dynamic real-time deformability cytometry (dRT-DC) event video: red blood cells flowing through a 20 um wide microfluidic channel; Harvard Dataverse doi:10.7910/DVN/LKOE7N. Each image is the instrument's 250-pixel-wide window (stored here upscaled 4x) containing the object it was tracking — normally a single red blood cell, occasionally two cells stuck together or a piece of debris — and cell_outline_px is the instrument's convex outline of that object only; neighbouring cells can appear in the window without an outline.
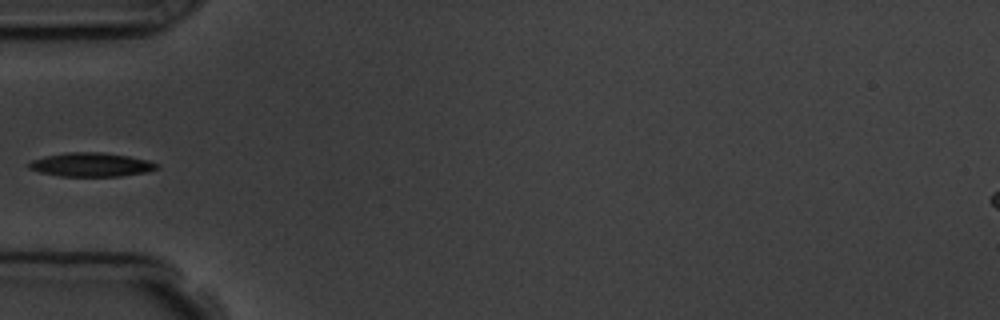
{"species": "common noctule bat (a hibernating species)", "species_latin": "Nyctalus noctula", "temperature_condition": "room temperature", "stored_images_in_passage": 9, "camera_frame_rate_fps": 3000, "um_per_image_px": 0.085, "animal": {"sex": "male", "body_mass_g": 19.5, "forearm_length_mm": 54.6}, "frame": {"image": 1, "passage_image": 6, "time_ms": 6.0, "image_size_px": [1000, 320], "cell_outline_px": [[160, 168], [148, 172], [120, 176], [60, 176], [40, 172], [28, 168], [28, 164], [32, 160], [44, 156], [64, 152], [100, 152], [128, 156], [148, 160], [160, 164]], "centroid_in_image_um": [7.78, 13.99], "position_along_channel_um": 77.2, "area_um2": 17.92}}